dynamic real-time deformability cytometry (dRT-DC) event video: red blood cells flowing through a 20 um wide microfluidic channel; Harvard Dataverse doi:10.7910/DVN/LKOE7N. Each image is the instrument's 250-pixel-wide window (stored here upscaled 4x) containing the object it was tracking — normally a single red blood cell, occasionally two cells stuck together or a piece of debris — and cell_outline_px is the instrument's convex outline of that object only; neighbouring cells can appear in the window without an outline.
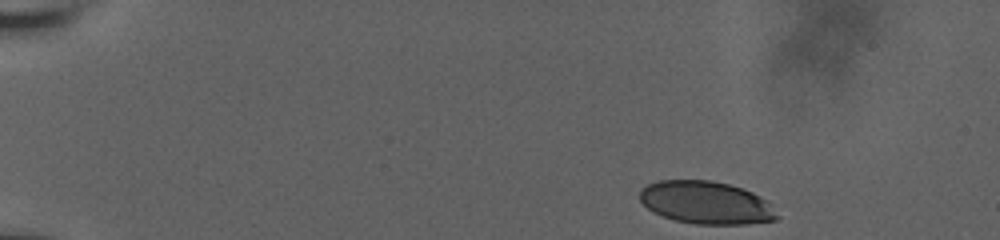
{"species": "human", "species_latin": "Homo sapiens", "temperature_condition": "room temperature", "stored_images_in_passage": 45, "camera_frame_rate_fps": 3000, "um_per_image_px": 0.085, "donor": {"sex": "male"}, "frame": {"image": 1, "passage_image": 1, "time_ms": 0.0, "image_size_px": [1000, 240], "cell_outline_px": [[780, 216], [776, 220], [744, 224], [696, 224], [676, 220], [664, 216], [648, 208], [640, 200], [640, 188], [648, 184], [660, 180], [712, 180], [728, 184], [752, 192], [760, 196]], "centroid_in_image_um": [60.0, 17.22], "position_along_channel_um": 25.0, "area_um2": 33.81}}
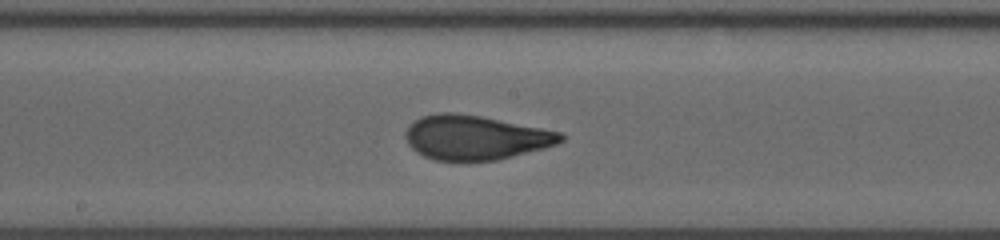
{"frame": {"image": 2, "passage_image": 26, "time_ms": 8.333, "image_size_px": [1000, 240], "cell_outline_px": [[564, 140], [556, 144], [544, 148], [496, 160], [468, 164], [436, 160], [424, 156], [416, 152], [408, 144], [404, 136], [404, 132], [408, 124], [420, 116], [440, 112], [452, 112], [480, 116], [560, 132], [564, 136]], "centroid_in_image_um": [40.32, 11.72], "position_along_channel_um": 207.9, "area_um2": 40.81}}
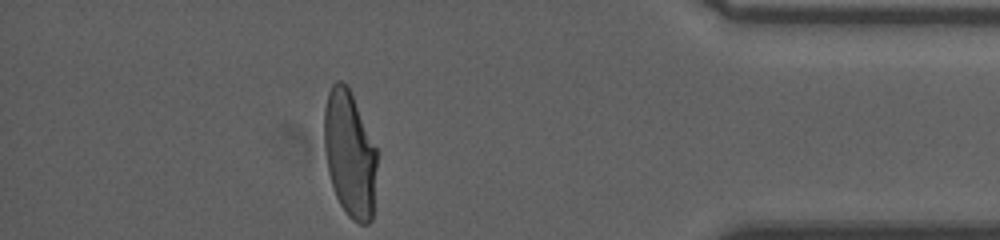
{"frame": {"image": 3, "passage_image": 45, "time_ms": 14.667, "image_size_px": [1000, 240], "cell_outline_px": [[376, 168], [372, 220], [368, 224], [360, 224], [352, 220], [348, 216], [340, 204], [336, 196], [328, 172], [324, 148], [324, 108], [328, 92], [332, 84], [336, 80], [340, 80], [348, 84], [376, 148]], "centroid_in_image_um": [29.71, 13.06], "position_along_channel_um": 405.5, "area_um2": 38.96}, "authors_computed_cell_mechanics": {"area_um2": 39.2462, "velocity_mm_per_s": 3.6462, "shape_relaxation_time_tau1_ms": 5.2023, "shape_relaxation_time_tau2_ms": null, "deformation_change_tau1": 0.2025, "deformation_change_tau2": null}}